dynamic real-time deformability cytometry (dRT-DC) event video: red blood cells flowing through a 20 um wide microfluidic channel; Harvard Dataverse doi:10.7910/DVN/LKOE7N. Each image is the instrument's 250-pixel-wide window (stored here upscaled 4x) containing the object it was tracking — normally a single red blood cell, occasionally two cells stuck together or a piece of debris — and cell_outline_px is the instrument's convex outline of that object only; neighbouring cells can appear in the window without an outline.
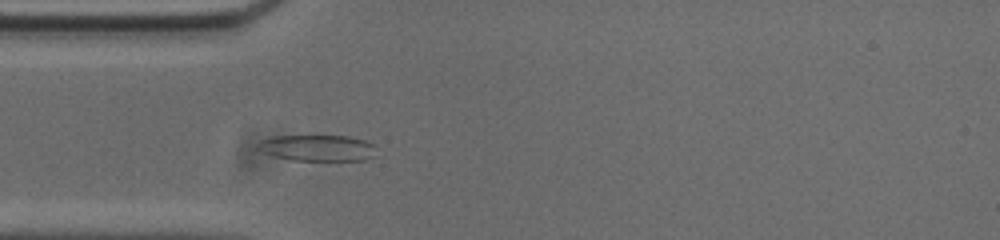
{"species": "common noctule bat (a hibernating species)", "species_latin": "Nyctalus noctula", "temperature_condition": "cold", "stored_images_in_passage": 43, "camera_frame_rate_fps": 3000, "um_per_image_px": 0.085, "animal": {"sex": "male", "body_mass_g": 20.0, "forearm_length_mm": 53.3}, "frame": {"image": 1, "passage_image": 7, "time_ms": 2.0, "image_size_px": [1000, 240], "cell_outline_px": [[376, 156], [368, 160], [292, 160], [276, 156], [264, 152], [256, 144], [260, 140], [276, 136], [348, 136], [364, 140], [372, 144]], "centroid_in_image_um": [27.03, 12.58], "position_along_channel_um": 58.0, "area_um2": 17.86}}
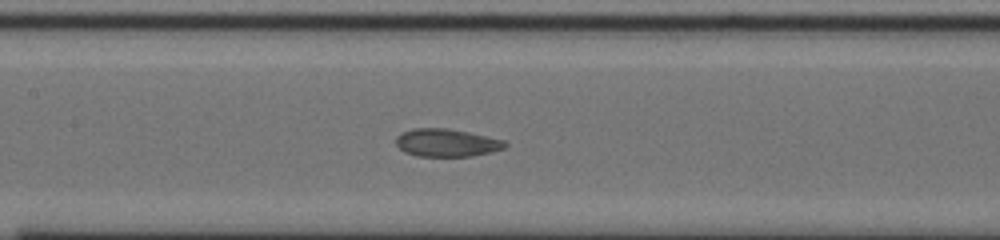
{"frame": {"image": 2, "passage_image": 16, "time_ms": 5.0, "image_size_px": [1000, 240], "cell_outline_px": [[508, 144], [504, 148], [492, 152], [472, 156], [416, 156], [404, 152], [396, 144], [396, 136], [400, 132], [412, 128], [448, 128], [468, 132], [504, 140]], "centroid_in_image_um": [37.94, 12.13], "position_along_channel_um": 169.5, "area_um2": 17.8}}
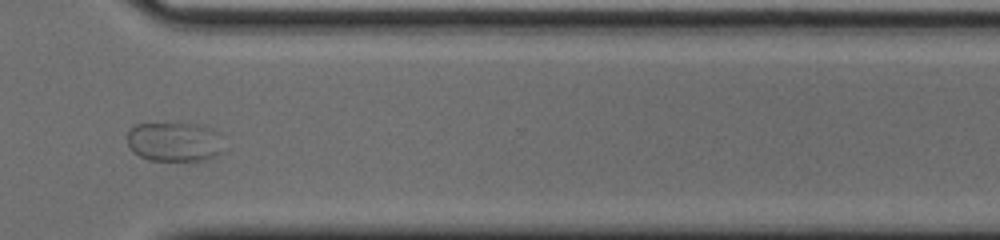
{"frame": {"image": 3, "passage_image": 31, "time_ms": 10.0, "image_size_px": [1000, 240], "cell_outline_px": [[228, 148], [224, 152], [208, 160], [148, 160], [132, 152], [128, 144], [128, 132], [136, 124], [200, 124], [212, 128], [220, 132], [224, 136]], "centroid_in_image_um": [14.97, 12.06], "position_along_channel_um": 355.6, "area_um2": 22.89}}